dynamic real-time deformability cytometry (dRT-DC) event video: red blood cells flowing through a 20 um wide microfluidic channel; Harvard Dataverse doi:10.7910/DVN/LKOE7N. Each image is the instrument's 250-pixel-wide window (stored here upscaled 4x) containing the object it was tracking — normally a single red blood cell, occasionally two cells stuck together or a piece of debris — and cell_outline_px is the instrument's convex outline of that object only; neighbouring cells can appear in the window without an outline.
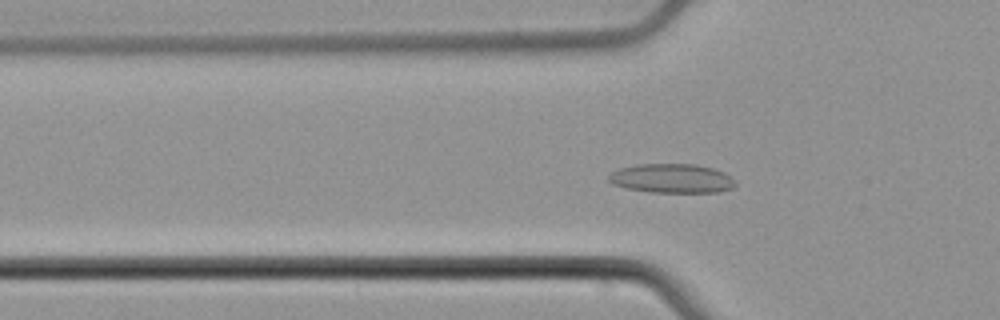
{"species": "common noctule bat (a hibernating species)", "species_latin": "Nyctalus noctula", "temperature_condition": "cold", "stored_images_in_passage": 56, "camera_frame_rate_fps": 3000, "um_per_image_px": 0.085, "animal": {"sex": "male", "body_mass_g": 21.5, "forearm_length_mm": 52.0}, "frame": {"image": 1, "passage_image": 19, "time_ms": 6.0, "image_size_px": [1000, 320], "cell_outline_px": [[736, 184], [732, 188], [720, 192], [648, 192], [628, 188], [612, 184], [608, 180], [608, 176], [612, 172], [620, 168], [636, 164], [696, 164], [712, 168], [724, 172], [736, 180]], "centroid_in_image_um": [57.12, 15.16], "position_along_channel_um": 68.7, "area_um2": 21.62}}
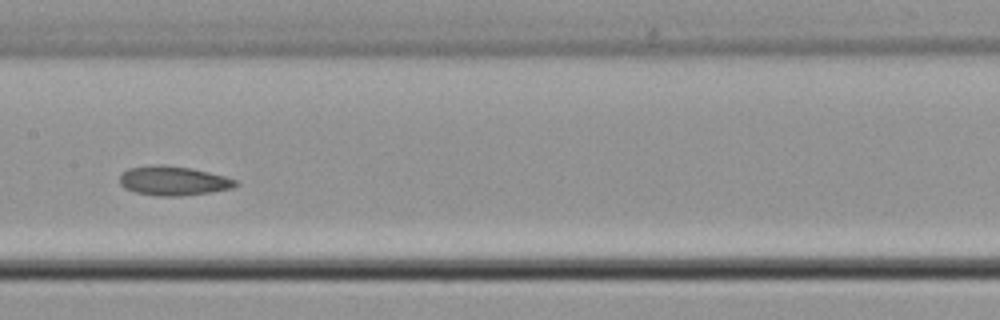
{"frame": {"image": 2, "passage_image": 29, "time_ms": 9.333, "image_size_px": [1000, 320], "cell_outline_px": [[240, 184], [232, 188], [208, 192], [180, 196], [156, 196], [136, 192], [124, 188], [120, 184], [120, 172], [128, 168], [160, 164], [164, 164], [192, 168], [224, 176], [236, 180]], "centroid_in_image_um": [14.7, 15.36], "position_along_channel_um": 192.7, "area_um2": 19.83}}
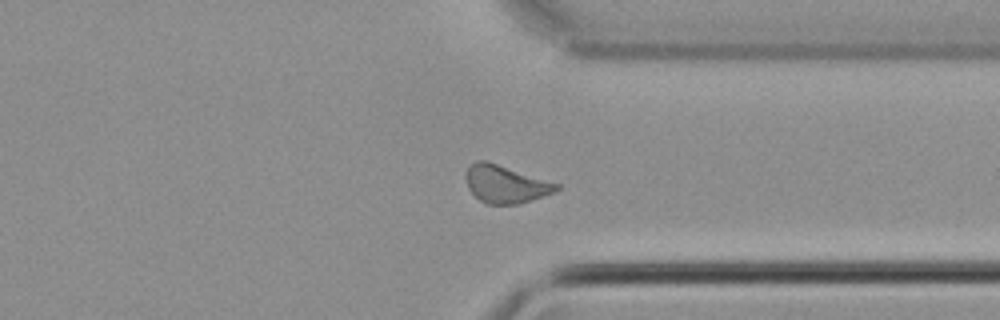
{"frame": {"image": 3, "passage_image": 43, "time_ms": 14.0, "image_size_px": [1000, 320], "cell_outline_px": [[560, 188], [552, 192], [532, 200], [520, 204], [488, 204], [480, 200], [468, 188], [464, 176], [464, 172], [476, 160], [484, 160], [560, 184]], "centroid_in_image_um": [42.94, 15.65], "position_along_channel_um": 368.5, "area_um2": 19.65}, "authors_computed_cell_mechanics": {"area_um2": 19.941, "velocity_mm_per_s": 3.7661, "shape_relaxation_time_tau1_ms": null, "shape_relaxation_time_tau2_ms": 5.3194, "deformation_change_tau1": null, "deformation_change_tau2": 0.0997}}